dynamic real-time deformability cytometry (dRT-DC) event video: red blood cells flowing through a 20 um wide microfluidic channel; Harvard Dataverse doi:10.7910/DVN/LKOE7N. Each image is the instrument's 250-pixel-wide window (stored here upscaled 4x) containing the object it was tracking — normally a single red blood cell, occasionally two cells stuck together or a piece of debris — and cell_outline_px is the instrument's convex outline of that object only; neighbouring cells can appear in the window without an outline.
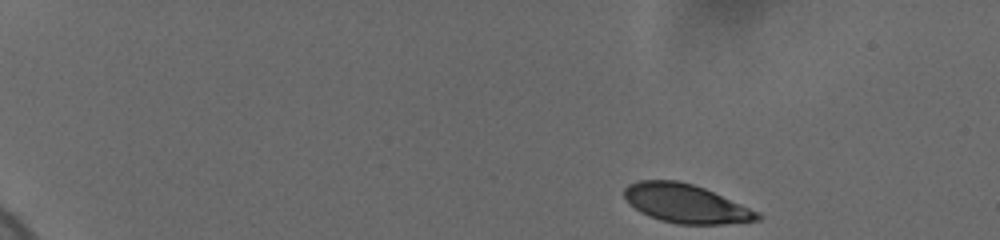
{"species": "human", "species_latin": "Homo sapiens", "temperature_condition": "cold", "stored_images_in_passage": 51, "camera_frame_rate_fps": 3000, "um_per_image_px": 0.085, "donor": {"sex": "female"}, "frame": {"image": 1, "passage_image": 1, "time_ms": 0.0, "image_size_px": [1000, 240], "cell_outline_px": [[764, 216], [760, 220], [724, 224], [676, 224], [660, 220], [648, 216], [640, 212], [624, 196], [624, 188], [628, 184], [640, 180], [676, 180], [692, 184], [704, 188], [760, 212]], "centroid_in_image_um": [58.32, 17.31], "position_along_channel_um": 26.7, "area_um2": 30.0}}
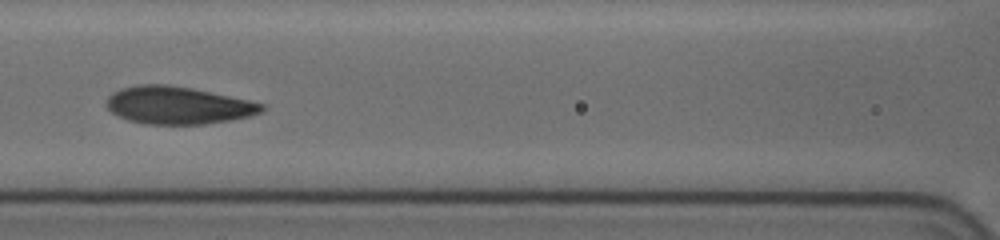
{"frame": {"image": 2, "passage_image": 29, "time_ms": 7.0, "image_size_px": [1000, 240], "cell_outline_px": [[268, 108], [264, 112], [252, 116], [232, 120], [204, 124], [144, 124], [128, 120], [112, 112], [108, 108], [108, 96], [112, 92], [120, 88], [140, 84], [164, 84], [192, 88], [268, 104]], "centroid_in_image_um": [15.21, 8.95], "position_along_channel_um": 151.4, "area_um2": 34.22}}
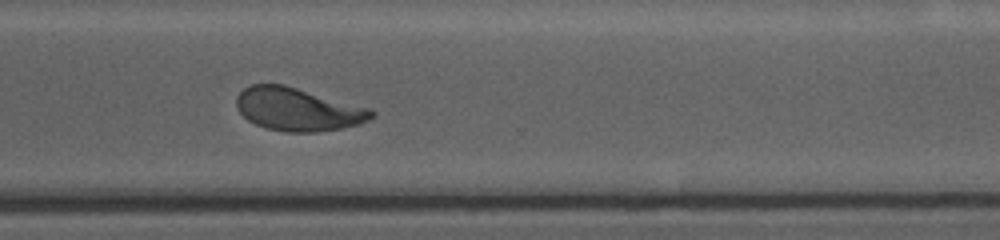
{"frame": {"image": 3, "passage_image": 50, "time_ms": 12.333, "image_size_px": [1000, 240], "cell_outline_px": [[376, 116], [360, 124], [340, 128], [316, 132], [288, 132], [268, 128], [256, 124], [248, 120], [240, 112], [236, 104], [236, 96], [244, 88], [252, 84], [284, 84], [372, 108], [376, 112]], "centroid_in_image_um": [25.36, 9.28], "position_along_channel_um": 345.2, "area_um2": 33.99}}